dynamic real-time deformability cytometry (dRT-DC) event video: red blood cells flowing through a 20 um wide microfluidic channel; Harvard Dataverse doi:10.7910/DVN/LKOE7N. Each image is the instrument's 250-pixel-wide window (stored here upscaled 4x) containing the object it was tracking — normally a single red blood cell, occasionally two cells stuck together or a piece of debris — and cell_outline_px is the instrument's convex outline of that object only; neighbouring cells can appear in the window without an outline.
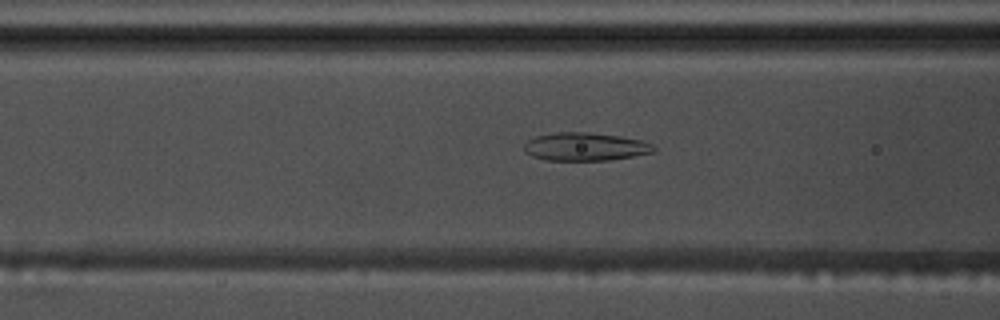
{"species": "common noctule bat (a hibernating species)", "species_latin": "Nyctalus noctula", "temperature_condition": "warm", "stored_images_in_passage": 57, "camera_frame_rate_fps": 3000, "um_per_image_px": 0.085, "animal": {"sex": "male", "body_mass_g": 17.5, "forearm_length_mm": 52.3}, "frame": {"image": 1, "passage_image": 23, "time_ms": 7.333, "image_size_px": [1000, 320], "cell_outline_px": [[656, 148], [652, 152], [632, 156], [608, 160], [544, 160], [532, 156], [524, 152], [524, 144], [528, 140], [536, 136], [556, 132], [588, 132], [620, 136], [640, 140], [652, 144]], "centroid_in_image_um": [49.7, 12.46], "position_along_channel_um": 116.9, "area_um2": 21.15}}
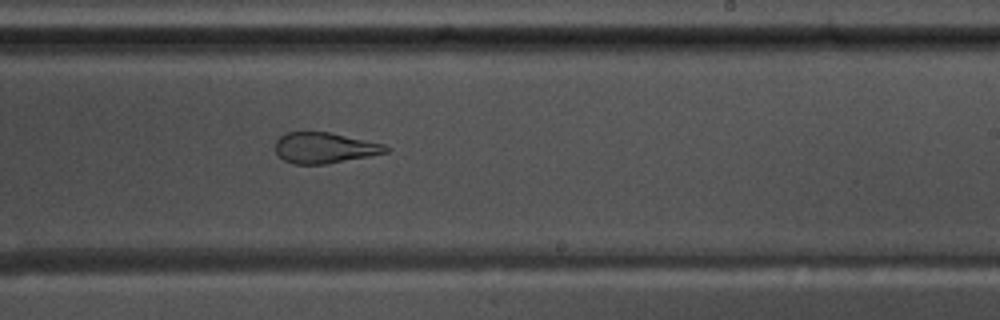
{"frame": {"image": 2, "passage_image": 35, "time_ms": 11.333, "image_size_px": [1000, 320], "cell_outline_px": [[388, 152], [368, 156], [324, 164], [292, 164], [284, 160], [276, 152], [276, 140], [280, 136], [288, 132], [328, 132], [384, 144], [388, 148]], "centroid_in_image_um": [27.55, 12.57], "position_along_channel_um": 261.4, "area_um2": 19.48}}
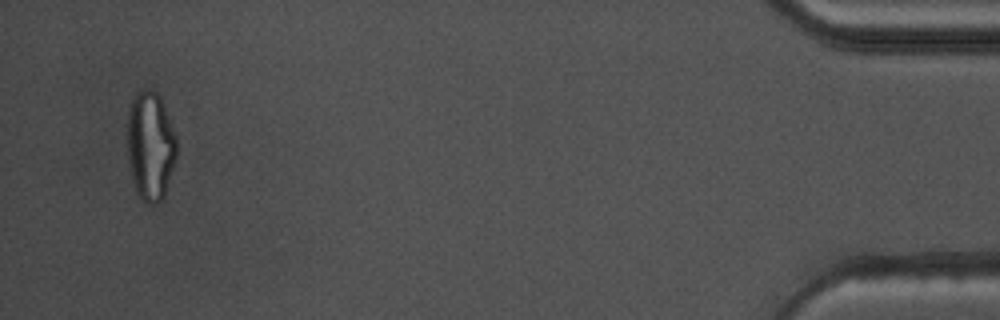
{"frame": {"image": 3, "passage_image": 55, "time_ms": 18.0, "image_size_px": [1000, 320], "cell_outline_px": [[176, 160], [164, 196], [156, 204], [148, 204], [140, 200], [136, 192], [132, 180], [128, 160], [128, 108], [132, 96], [140, 88], [152, 88], [160, 96], [176, 136]], "centroid_in_image_um": [12.77, 12.38], "position_along_channel_um": 422.4, "area_um2": 31.79}, "authors_computed_cell_mechanics": {"area_um2": 24.1604, "velocity_mm_per_s": 3.623, "shape_relaxation_time_tau1_ms": null, "shape_relaxation_time_tau2_ms": 1.5277, "deformation_change_tau1": null, "deformation_change_tau2": 0.0889}}